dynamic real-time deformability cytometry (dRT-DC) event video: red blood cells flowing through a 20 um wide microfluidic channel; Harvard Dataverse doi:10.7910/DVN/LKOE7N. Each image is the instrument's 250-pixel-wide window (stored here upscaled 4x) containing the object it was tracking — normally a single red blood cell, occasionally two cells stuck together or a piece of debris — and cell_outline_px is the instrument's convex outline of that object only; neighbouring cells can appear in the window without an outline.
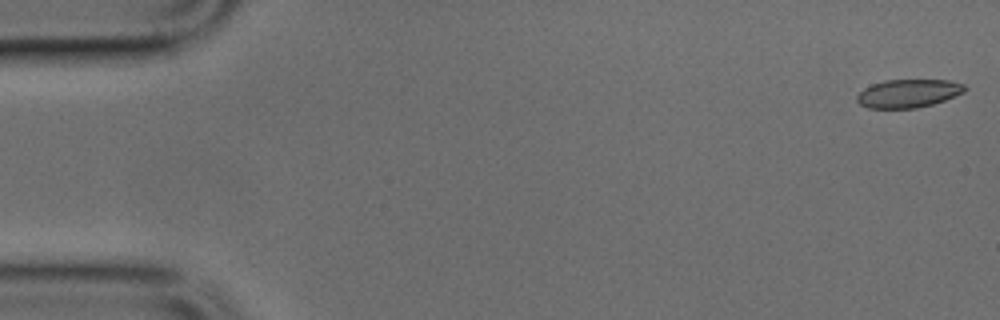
{"species": "common noctule bat (a hibernating species)", "species_latin": "Nyctalus noctula", "temperature_condition": "cold", "stored_images_in_passage": 17, "camera_frame_rate_fps": 3000, "um_per_image_px": 0.085, "animal": {"sex": "male", "body_mass_g": 17.9, "forearm_length_mm": 54.2}, "frame": {"image": 1, "passage_image": 1, "time_ms": 0.0, "image_size_px": [1000, 320], "cell_outline_px": [[968, 88], [964, 92], [944, 100], [932, 104], [916, 108], [868, 108], [860, 104], [856, 100], [856, 96], [864, 88], [872, 84], [884, 80], [948, 80], [964, 84]], "centroid_in_image_um": [77.2, 7.93], "position_along_channel_um": 7.8, "area_um2": 17.74}}
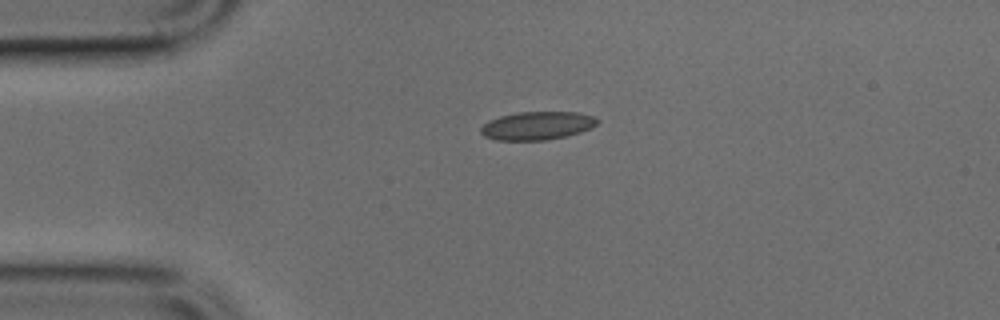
{"frame": {"image": 2, "passage_image": 11, "time_ms": 3.333, "image_size_px": [1000, 320], "cell_outline_px": [[600, 120], [596, 124], [580, 132], [568, 136], [544, 140], [496, 140], [484, 136], [480, 132], [480, 128], [488, 120], [500, 116], [520, 112], [576, 112], [592, 116]], "centroid_in_image_um": [45.63, 10.68], "position_along_channel_um": 39.4, "area_um2": 19.07}}